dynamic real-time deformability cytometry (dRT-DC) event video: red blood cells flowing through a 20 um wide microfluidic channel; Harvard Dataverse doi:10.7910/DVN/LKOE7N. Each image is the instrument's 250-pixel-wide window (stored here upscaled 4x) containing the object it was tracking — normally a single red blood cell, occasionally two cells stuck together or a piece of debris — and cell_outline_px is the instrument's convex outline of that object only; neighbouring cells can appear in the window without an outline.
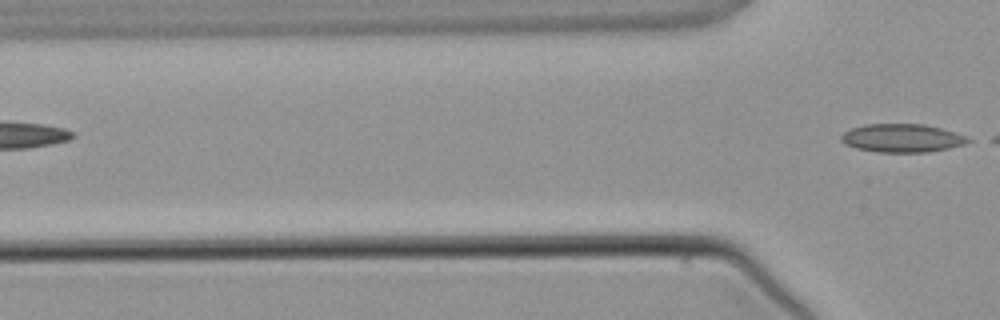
{"species": "common noctule bat (a hibernating species)", "species_latin": "Nyctalus noctula", "temperature_condition": "warm", "stored_images_in_passage": 3, "camera_frame_rate_fps": 3000, "um_per_image_px": 0.085, "animal": {"sex": "male", "body_mass_g": 21.5, "forearm_length_mm": 52.0}, "frame": {"image": 1, "passage_image": 3, "time_ms": 2.333, "image_size_px": [1000, 320], "cell_outline_px": [[972, 140], [964, 144], [948, 148], [928, 152], [876, 152], [856, 148], [844, 144], [840, 140], [840, 136], [844, 132], [852, 128], [864, 124], [924, 124], [940, 128], [968, 136]], "centroid_in_image_um": [76.66, 11.74], "position_along_channel_um": 49.1, "area_um2": 20.98}}